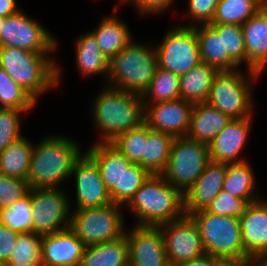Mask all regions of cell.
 <instances>
[{"mask_svg":"<svg viewBox=\"0 0 267 266\" xmlns=\"http://www.w3.org/2000/svg\"><path fill=\"white\" fill-rule=\"evenodd\" d=\"M262 7L256 0H219L214 18L210 25H242Z\"/></svg>","mask_w":267,"mask_h":266,"instance_id":"33","label":"cell"},{"mask_svg":"<svg viewBox=\"0 0 267 266\" xmlns=\"http://www.w3.org/2000/svg\"><path fill=\"white\" fill-rule=\"evenodd\" d=\"M31 189L22 199L0 210V223L19 232H33Z\"/></svg>","mask_w":267,"mask_h":266,"instance_id":"36","label":"cell"},{"mask_svg":"<svg viewBox=\"0 0 267 266\" xmlns=\"http://www.w3.org/2000/svg\"><path fill=\"white\" fill-rule=\"evenodd\" d=\"M19 234V232L0 223V263L2 266H4L10 258L16 246Z\"/></svg>","mask_w":267,"mask_h":266,"instance_id":"45","label":"cell"},{"mask_svg":"<svg viewBox=\"0 0 267 266\" xmlns=\"http://www.w3.org/2000/svg\"><path fill=\"white\" fill-rule=\"evenodd\" d=\"M129 245L126 236L86 246L79 266H127Z\"/></svg>","mask_w":267,"mask_h":266,"instance_id":"28","label":"cell"},{"mask_svg":"<svg viewBox=\"0 0 267 266\" xmlns=\"http://www.w3.org/2000/svg\"><path fill=\"white\" fill-rule=\"evenodd\" d=\"M26 180L0 174V210L11 207L29 193Z\"/></svg>","mask_w":267,"mask_h":266,"instance_id":"42","label":"cell"},{"mask_svg":"<svg viewBox=\"0 0 267 266\" xmlns=\"http://www.w3.org/2000/svg\"><path fill=\"white\" fill-rule=\"evenodd\" d=\"M255 173L248 161L228 163L222 190L246 200L248 203L258 201L261 196L257 191Z\"/></svg>","mask_w":267,"mask_h":266,"instance_id":"29","label":"cell"},{"mask_svg":"<svg viewBox=\"0 0 267 266\" xmlns=\"http://www.w3.org/2000/svg\"><path fill=\"white\" fill-rule=\"evenodd\" d=\"M241 26L248 69L262 74L267 67V7H262Z\"/></svg>","mask_w":267,"mask_h":266,"instance_id":"22","label":"cell"},{"mask_svg":"<svg viewBox=\"0 0 267 266\" xmlns=\"http://www.w3.org/2000/svg\"><path fill=\"white\" fill-rule=\"evenodd\" d=\"M252 266H267V256L253 257Z\"/></svg>","mask_w":267,"mask_h":266,"instance_id":"49","label":"cell"},{"mask_svg":"<svg viewBox=\"0 0 267 266\" xmlns=\"http://www.w3.org/2000/svg\"><path fill=\"white\" fill-rule=\"evenodd\" d=\"M4 21H5V17L0 16V34L4 27Z\"/></svg>","mask_w":267,"mask_h":266,"instance_id":"50","label":"cell"},{"mask_svg":"<svg viewBox=\"0 0 267 266\" xmlns=\"http://www.w3.org/2000/svg\"><path fill=\"white\" fill-rule=\"evenodd\" d=\"M263 199L249 203L239 217L243 248L251 258L267 256V200Z\"/></svg>","mask_w":267,"mask_h":266,"instance_id":"21","label":"cell"},{"mask_svg":"<svg viewBox=\"0 0 267 266\" xmlns=\"http://www.w3.org/2000/svg\"><path fill=\"white\" fill-rule=\"evenodd\" d=\"M213 265H214V256L204 253L203 255L195 259L180 263L177 266H213Z\"/></svg>","mask_w":267,"mask_h":266,"instance_id":"47","label":"cell"},{"mask_svg":"<svg viewBox=\"0 0 267 266\" xmlns=\"http://www.w3.org/2000/svg\"><path fill=\"white\" fill-rule=\"evenodd\" d=\"M174 139L170 134L152 130L147 126V141H144L141 166L151 175H161L164 172Z\"/></svg>","mask_w":267,"mask_h":266,"instance_id":"30","label":"cell"},{"mask_svg":"<svg viewBox=\"0 0 267 266\" xmlns=\"http://www.w3.org/2000/svg\"><path fill=\"white\" fill-rule=\"evenodd\" d=\"M209 162L207 144L187 136L175 137L167 166L161 176L184 194Z\"/></svg>","mask_w":267,"mask_h":266,"instance_id":"9","label":"cell"},{"mask_svg":"<svg viewBox=\"0 0 267 266\" xmlns=\"http://www.w3.org/2000/svg\"><path fill=\"white\" fill-rule=\"evenodd\" d=\"M218 72L216 67L201 62L186 74L180 75V98L193 104L207 102Z\"/></svg>","mask_w":267,"mask_h":266,"instance_id":"26","label":"cell"},{"mask_svg":"<svg viewBox=\"0 0 267 266\" xmlns=\"http://www.w3.org/2000/svg\"><path fill=\"white\" fill-rule=\"evenodd\" d=\"M193 106V103L182 98L144 104V123L152 130L161 131L173 137L186 136Z\"/></svg>","mask_w":267,"mask_h":266,"instance_id":"16","label":"cell"},{"mask_svg":"<svg viewBox=\"0 0 267 266\" xmlns=\"http://www.w3.org/2000/svg\"><path fill=\"white\" fill-rule=\"evenodd\" d=\"M218 34H223L224 55H229L238 65L246 64L248 57L245 50L242 26L237 24L211 25Z\"/></svg>","mask_w":267,"mask_h":266,"instance_id":"37","label":"cell"},{"mask_svg":"<svg viewBox=\"0 0 267 266\" xmlns=\"http://www.w3.org/2000/svg\"><path fill=\"white\" fill-rule=\"evenodd\" d=\"M192 28L197 34L202 62L216 67L219 71L240 68L229 55H224L223 34H218L210 24L196 25Z\"/></svg>","mask_w":267,"mask_h":266,"instance_id":"25","label":"cell"},{"mask_svg":"<svg viewBox=\"0 0 267 266\" xmlns=\"http://www.w3.org/2000/svg\"><path fill=\"white\" fill-rule=\"evenodd\" d=\"M124 209L134 214V225L159 226L185 215L184 196L161 175H151Z\"/></svg>","mask_w":267,"mask_h":266,"instance_id":"4","label":"cell"},{"mask_svg":"<svg viewBox=\"0 0 267 266\" xmlns=\"http://www.w3.org/2000/svg\"><path fill=\"white\" fill-rule=\"evenodd\" d=\"M180 98V76L157 67L149 87L142 95L144 104L172 101Z\"/></svg>","mask_w":267,"mask_h":266,"instance_id":"32","label":"cell"},{"mask_svg":"<svg viewBox=\"0 0 267 266\" xmlns=\"http://www.w3.org/2000/svg\"><path fill=\"white\" fill-rule=\"evenodd\" d=\"M92 120L100 134L96 143H112L144 123L142 95L104 86L91 105Z\"/></svg>","mask_w":267,"mask_h":266,"instance_id":"2","label":"cell"},{"mask_svg":"<svg viewBox=\"0 0 267 266\" xmlns=\"http://www.w3.org/2000/svg\"><path fill=\"white\" fill-rule=\"evenodd\" d=\"M51 54L0 47V67L38 102L43 93L57 88L61 81V68Z\"/></svg>","mask_w":267,"mask_h":266,"instance_id":"3","label":"cell"},{"mask_svg":"<svg viewBox=\"0 0 267 266\" xmlns=\"http://www.w3.org/2000/svg\"><path fill=\"white\" fill-rule=\"evenodd\" d=\"M248 205L249 203L246 200L222 190L205 210L215 215L239 218L244 214Z\"/></svg>","mask_w":267,"mask_h":266,"instance_id":"40","label":"cell"},{"mask_svg":"<svg viewBox=\"0 0 267 266\" xmlns=\"http://www.w3.org/2000/svg\"><path fill=\"white\" fill-rule=\"evenodd\" d=\"M228 163L210 161L195 183L183 194L185 215L204 210L222 191Z\"/></svg>","mask_w":267,"mask_h":266,"instance_id":"20","label":"cell"},{"mask_svg":"<svg viewBox=\"0 0 267 266\" xmlns=\"http://www.w3.org/2000/svg\"><path fill=\"white\" fill-rule=\"evenodd\" d=\"M151 174L137 163L124 171L121 177V206H126L135 192L149 179Z\"/></svg>","mask_w":267,"mask_h":266,"instance_id":"41","label":"cell"},{"mask_svg":"<svg viewBox=\"0 0 267 266\" xmlns=\"http://www.w3.org/2000/svg\"><path fill=\"white\" fill-rule=\"evenodd\" d=\"M132 40L108 62L106 85L143 95L158 67L155 46Z\"/></svg>","mask_w":267,"mask_h":266,"instance_id":"5","label":"cell"},{"mask_svg":"<svg viewBox=\"0 0 267 266\" xmlns=\"http://www.w3.org/2000/svg\"><path fill=\"white\" fill-rule=\"evenodd\" d=\"M85 153L98 166L112 202L121 205V177L132 162L112 143H93Z\"/></svg>","mask_w":267,"mask_h":266,"instance_id":"17","label":"cell"},{"mask_svg":"<svg viewBox=\"0 0 267 266\" xmlns=\"http://www.w3.org/2000/svg\"><path fill=\"white\" fill-rule=\"evenodd\" d=\"M120 3L130 2L135 5L139 15H158L170 9L171 5L177 0H119Z\"/></svg>","mask_w":267,"mask_h":266,"instance_id":"44","label":"cell"},{"mask_svg":"<svg viewBox=\"0 0 267 266\" xmlns=\"http://www.w3.org/2000/svg\"><path fill=\"white\" fill-rule=\"evenodd\" d=\"M125 236L131 266H169L163 235L158 226L134 225Z\"/></svg>","mask_w":267,"mask_h":266,"instance_id":"15","label":"cell"},{"mask_svg":"<svg viewBox=\"0 0 267 266\" xmlns=\"http://www.w3.org/2000/svg\"><path fill=\"white\" fill-rule=\"evenodd\" d=\"M158 228L163 235L169 266H177L205 253L198 226L190 216L184 215Z\"/></svg>","mask_w":267,"mask_h":266,"instance_id":"13","label":"cell"},{"mask_svg":"<svg viewBox=\"0 0 267 266\" xmlns=\"http://www.w3.org/2000/svg\"><path fill=\"white\" fill-rule=\"evenodd\" d=\"M72 176L75 177L76 187V207L72 210L103 207L113 203L98 166L85 152L75 163L70 174Z\"/></svg>","mask_w":267,"mask_h":266,"instance_id":"14","label":"cell"},{"mask_svg":"<svg viewBox=\"0 0 267 266\" xmlns=\"http://www.w3.org/2000/svg\"><path fill=\"white\" fill-rule=\"evenodd\" d=\"M116 9L117 7L115 6L112 14L104 16L99 25L93 31H90L108 60L118 54L134 39L127 23L122 19H118L119 16L116 14Z\"/></svg>","mask_w":267,"mask_h":266,"instance_id":"24","label":"cell"},{"mask_svg":"<svg viewBox=\"0 0 267 266\" xmlns=\"http://www.w3.org/2000/svg\"><path fill=\"white\" fill-rule=\"evenodd\" d=\"M261 7H267V0H256Z\"/></svg>","mask_w":267,"mask_h":266,"instance_id":"51","label":"cell"},{"mask_svg":"<svg viewBox=\"0 0 267 266\" xmlns=\"http://www.w3.org/2000/svg\"><path fill=\"white\" fill-rule=\"evenodd\" d=\"M123 209L124 206L111 203L103 207L72 210L70 229L86 246L119 239L127 229Z\"/></svg>","mask_w":267,"mask_h":266,"instance_id":"7","label":"cell"},{"mask_svg":"<svg viewBox=\"0 0 267 266\" xmlns=\"http://www.w3.org/2000/svg\"><path fill=\"white\" fill-rule=\"evenodd\" d=\"M41 240V234L20 233L16 246L4 266H43Z\"/></svg>","mask_w":267,"mask_h":266,"instance_id":"34","label":"cell"},{"mask_svg":"<svg viewBox=\"0 0 267 266\" xmlns=\"http://www.w3.org/2000/svg\"><path fill=\"white\" fill-rule=\"evenodd\" d=\"M38 102L0 67V108L32 110Z\"/></svg>","mask_w":267,"mask_h":266,"instance_id":"35","label":"cell"},{"mask_svg":"<svg viewBox=\"0 0 267 266\" xmlns=\"http://www.w3.org/2000/svg\"><path fill=\"white\" fill-rule=\"evenodd\" d=\"M75 55V64L83 77L104 74L107 79L109 60L103 54L91 32H86L77 38L75 41Z\"/></svg>","mask_w":267,"mask_h":266,"instance_id":"27","label":"cell"},{"mask_svg":"<svg viewBox=\"0 0 267 266\" xmlns=\"http://www.w3.org/2000/svg\"><path fill=\"white\" fill-rule=\"evenodd\" d=\"M155 46L158 67L176 75L186 74L202 62L197 34L192 27L173 26Z\"/></svg>","mask_w":267,"mask_h":266,"instance_id":"10","label":"cell"},{"mask_svg":"<svg viewBox=\"0 0 267 266\" xmlns=\"http://www.w3.org/2000/svg\"><path fill=\"white\" fill-rule=\"evenodd\" d=\"M0 47H15L31 52H55L58 42L50 31L22 10L5 18Z\"/></svg>","mask_w":267,"mask_h":266,"instance_id":"12","label":"cell"},{"mask_svg":"<svg viewBox=\"0 0 267 266\" xmlns=\"http://www.w3.org/2000/svg\"><path fill=\"white\" fill-rule=\"evenodd\" d=\"M86 245L69 228L42 235L43 266H79Z\"/></svg>","mask_w":267,"mask_h":266,"instance_id":"19","label":"cell"},{"mask_svg":"<svg viewBox=\"0 0 267 266\" xmlns=\"http://www.w3.org/2000/svg\"><path fill=\"white\" fill-rule=\"evenodd\" d=\"M253 117L232 119L231 122L209 143L210 161L221 163H240L247 145Z\"/></svg>","mask_w":267,"mask_h":266,"instance_id":"18","label":"cell"},{"mask_svg":"<svg viewBox=\"0 0 267 266\" xmlns=\"http://www.w3.org/2000/svg\"><path fill=\"white\" fill-rule=\"evenodd\" d=\"M213 266H252V258H237L234 256H214Z\"/></svg>","mask_w":267,"mask_h":266,"instance_id":"46","label":"cell"},{"mask_svg":"<svg viewBox=\"0 0 267 266\" xmlns=\"http://www.w3.org/2000/svg\"><path fill=\"white\" fill-rule=\"evenodd\" d=\"M81 148L74 139L54 134L34 144L27 178L29 188H62L85 152Z\"/></svg>","mask_w":267,"mask_h":266,"instance_id":"1","label":"cell"},{"mask_svg":"<svg viewBox=\"0 0 267 266\" xmlns=\"http://www.w3.org/2000/svg\"><path fill=\"white\" fill-rule=\"evenodd\" d=\"M32 110L0 108V152L23 136L21 116Z\"/></svg>","mask_w":267,"mask_h":266,"instance_id":"39","label":"cell"},{"mask_svg":"<svg viewBox=\"0 0 267 266\" xmlns=\"http://www.w3.org/2000/svg\"><path fill=\"white\" fill-rule=\"evenodd\" d=\"M71 203L63 188L31 189L33 232L45 235L69 229Z\"/></svg>","mask_w":267,"mask_h":266,"instance_id":"11","label":"cell"},{"mask_svg":"<svg viewBox=\"0 0 267 266\" xmlns=\"http://www.w3.org/2000/svg\"><path fill=\"white\" fill-rule=\"evenodd\" d=\"M231 120L230 116L223 114L207 102L194 104L186 136L209 145Z\"/></svg>","mask_w":267,"mask_h":266,"instance_id":"23","label":"cell"},{"mask_svg":"<svg viewBox=\"0 0 267 266\" xmlns=\"http://www.w3.org/2000/svg\"><path fill=\"white\" fill-rule=\"evenodd\" d=\"M17 1L18 0H0V16L6 18L21 10L20 7L18 8L19 5Z\"/></svg>","mask_w":267,"mask_h":266,"instance_id":"48","label":"cell"},{"mask_svg":"<svg viewBox=\"0 0 267 266\" xmlns=\"http://www.w3.org/2000/svg\"><path fill=\"white\" fill-rule=\"evenodd\" d=\"M24 135L0 152V174L27 181L34 143Z\"/></svg>","mask_w":267,"mask_h":266,"instance_id":"31","label":"cell"},{"mask_svg":"<svg viewBox=\"0 0 267 266\" xmlns=\"http://www.w3.org/2000/svg\"><path fill=\"white\" fill-rule=\"evenodd\" d=\"M245 72L239 68L219 71L214 77L207 103L232 119L252 117L256 107L252 84L262 74L249 69Z\"/></svg>","mask_w":267,"mask_h":266,"instance_id":"6","label":"cell"},{"mask_svg":"<svg viewBox=\"0 0 267 266\" xmlns=\"http://www.w3.org/2000/svg\"><path fill=\"white\" fill-rule=\"evenodd\" d=\"M219 0H187V14L191 19L188 25L182 27H193L201 24H210L214 18Z\"/></svg>","mask_w":267,"mask_h":266,"instance_id":"43","label":"cell"},{"mask_svg":"<svg viewBox=\"0 0 267 266\" xmlns=\"http://www.w3.org/2000/svg\"><path fill=\"white\" fill-rule=\"evenodd\" d=\"M144 141H147V125L142 123L139 127L120 135L112 144L132 163L141 166Z\"/></svg>","mask_w":267,"mask_h":266,"instance_id":"38","label":"cell"},{"mask_svg":"<svg viewBox=\"0 0 267 266\" xmlns=\"http://www.w3.org/2000/svg\"><path fill=\"white\" fill-rule=\"evenodd\" d=\"M189 216L198 226L205 253L250 258L243 248L239 218L215 215L205 209Z\"/></svg>","mask_w":267,"mask_h":266,"instance_id":"8","label":"cell"}]
</instances>
